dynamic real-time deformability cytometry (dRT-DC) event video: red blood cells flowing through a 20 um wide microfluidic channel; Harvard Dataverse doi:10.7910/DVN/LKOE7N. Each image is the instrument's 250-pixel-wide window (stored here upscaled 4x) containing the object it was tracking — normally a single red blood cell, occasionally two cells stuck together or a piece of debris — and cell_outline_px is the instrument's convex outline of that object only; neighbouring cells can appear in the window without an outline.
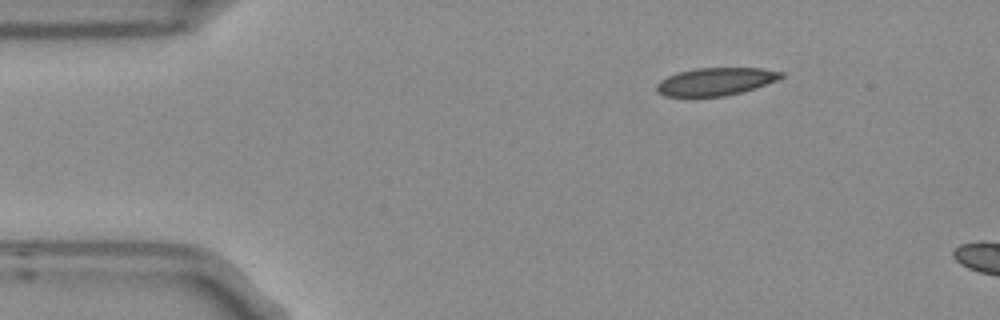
{"species": "Egyptian fruit bat (a non-hibernating species)", "species_latin": "Rousettus aegyptiacus", "temperature_condition": "room temperature", "stored_images_in_passage": 2, "camera_frame_rate_fps": 3000, "um_per_image_px": 0.085, "frame": {"image": 1, "passage_image": 1, "time_ms": 0.0, "image_size_px": [1000, 320], "cell_outline_px": [[784, 76], [776, 80], [740, 92], [724, 96], [664, 96], [656, 88], [656, 84], [660, 80], [668, 76], [680, 72], [696, 68], [764, 68], [784, 72]], "centroid_in_image_um": [60.83, 6.92], "position_along_channel_um": 24.2, "area_um2": 19.77}}